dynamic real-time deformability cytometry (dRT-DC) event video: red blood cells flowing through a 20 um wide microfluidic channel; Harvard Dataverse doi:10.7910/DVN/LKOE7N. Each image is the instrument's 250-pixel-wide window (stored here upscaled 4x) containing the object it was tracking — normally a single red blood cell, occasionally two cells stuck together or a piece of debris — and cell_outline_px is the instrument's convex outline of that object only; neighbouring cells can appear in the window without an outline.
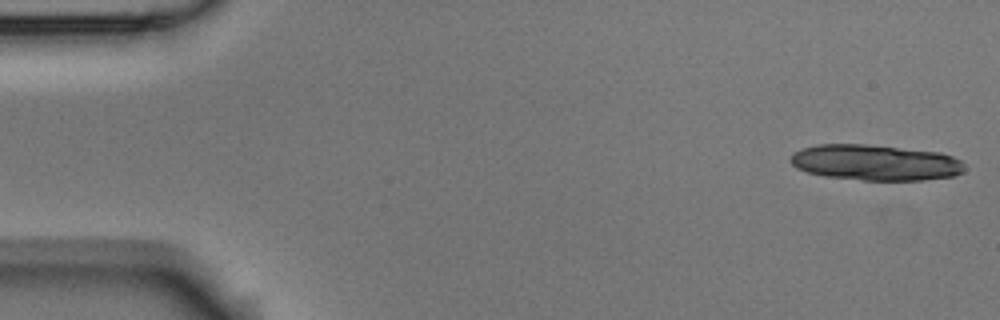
{"species": "Egyptian fruit bat (a non-hibernating species)", "species_latin": "Rousettus aegyptiacus", "temperature_condition": "room temperature", "stored_images_in_passage": 14, "camera_frame_rate_fps": 3000, "um_per_image_px": 0.085, "animal": {"sex": "male"}, "frame": {"image": 1, "passage_image": 1, "time_ms": 0.0, "image_size_px": [1000, 320], "cell_outline_px": [[964, 172], [956, 176], [924, 180], [864, 180], [824, 176], [808, 172], [796, 168], [788, 160], [792, 152], [816, 144], [864, 144], [940, 152], [952, 156], [960, 160], [964, 168]], "centroid_in_image_um": [74.38, 13.82], "position_along_channel_um": 10.6, "area_um2": 36.41}}